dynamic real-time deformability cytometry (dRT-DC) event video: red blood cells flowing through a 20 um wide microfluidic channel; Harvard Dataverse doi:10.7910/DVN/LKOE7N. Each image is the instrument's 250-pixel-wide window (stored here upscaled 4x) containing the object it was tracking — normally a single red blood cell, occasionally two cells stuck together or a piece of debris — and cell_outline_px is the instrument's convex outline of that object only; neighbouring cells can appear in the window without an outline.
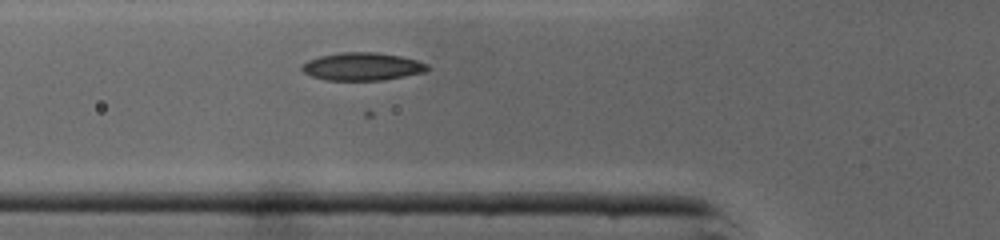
{"species": "common noctule bat (a hibernating species)", "species_latin": "Nyctalus noctula", "temperature_condition": "cold", "stored_images_in_passage": 28, "camera_frame_rate_fps": 3000, "um_per_image_px": 0.085, "animal": {"sex": "male", "body_mass_g": 19.0, "forearm_length_mm": 50.8}, "frame": {"image": 1, "passage_image": 5, "time_ms": 1.333, "image_size_px": [1000, 240], "cell_outline_px": [[432, 68], [424, 72], [384, 80], [324, 80], [312, 76], [304, 72], [300, 68], [308, 60], [320, 56], [340, 52], [376, 52], [400, 56], [416, 60], [428, 64]], "centroid_in_image_um": [30.81, 5.65], "position_along_channel_um": 95.0, "area_um2": 20.35}}
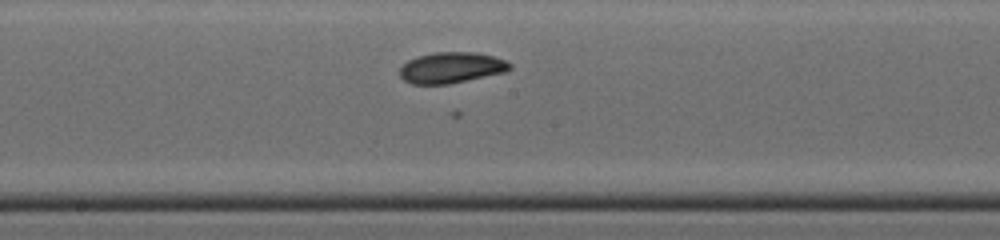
{"frame": {"image": 2, "passage_image": 13, "time_ms": 4.0, "image_size_px": [1000, 240], "cell_outline_px": [[512, 68], [508, 72], [448, 84], [412, 84], [404, 80], [400, 76], [400, 68], [408, 60], [416, 56], [436, 52], [476, 52], [496, 56], [512, 64]], "centroid_in_image_um": [38.4, 5.75], "position_along_channel_um": 209.8, "area_um2": 20.06}}
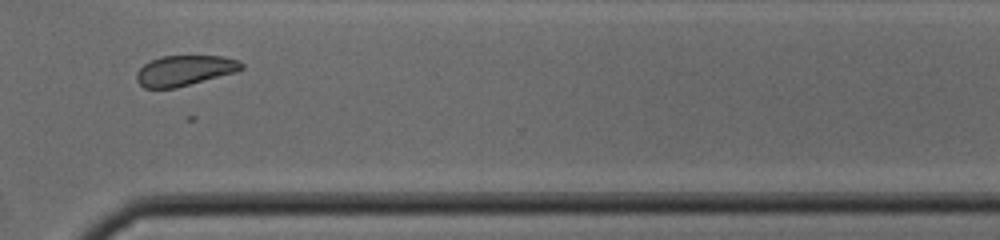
{"frame": {"image": 3, "passage_image": 23, "time_ms": 7.333, "image_size_px": [1000, 240], "cell_outline_px": [[244, 68], [236, 72], [176, 88], [144, 88], [136, 80], [136, 72], [144, 64], [160, 56], [224, 56], [240, 60], [244, 64]], "centroid_in_image_um": [15.71, 5.99], "position_along_channel_um": 354.9, "area_um2": 18.67}}